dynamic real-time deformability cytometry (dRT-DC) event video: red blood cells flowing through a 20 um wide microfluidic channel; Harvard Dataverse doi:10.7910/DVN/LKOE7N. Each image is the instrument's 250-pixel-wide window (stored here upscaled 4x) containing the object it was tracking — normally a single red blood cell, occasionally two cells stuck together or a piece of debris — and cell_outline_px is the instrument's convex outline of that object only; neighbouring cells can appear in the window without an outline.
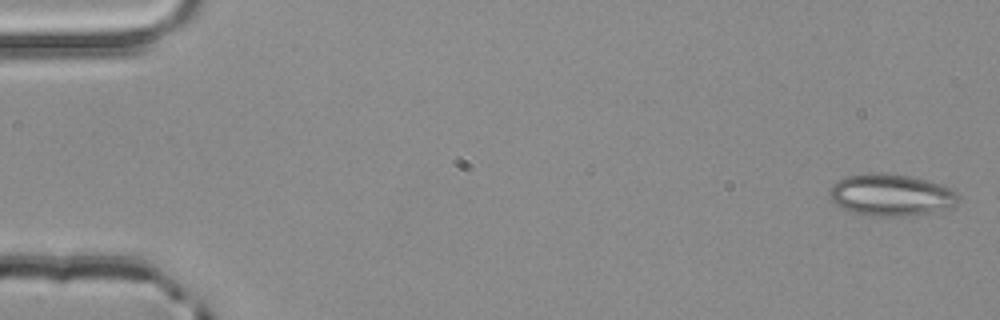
{"species": "common noctule bat (a hibernating species)", "species_latin": "Nyctalus noctula", "temperature_condition": "room temperature", "stored_images_in_passage": 3, "camera_frame_rate_fps": 3000, "um_per_image_px": 0.085, "animal": {"sex": "male", "body_mass_g": 20.4}, "frame": {"image": 1, "passage_image": 1, "time_ms": 0.0, "image_size_px": [1000, 320], "cell_outline_px": [[960, 196], [956, 204], [948, 208], [932, 212], [896, 216], [880, 216], [860, 212], [844, 208], [836, 204], [828, 196], [828, 192], [832, 184], [844, 176], [908, 176], [940, 184], [952, 188]], "centroid_in_image_um": [75.77, 16.6], "position_along_channel_um": 9.2, "area_um2": 30.0}}